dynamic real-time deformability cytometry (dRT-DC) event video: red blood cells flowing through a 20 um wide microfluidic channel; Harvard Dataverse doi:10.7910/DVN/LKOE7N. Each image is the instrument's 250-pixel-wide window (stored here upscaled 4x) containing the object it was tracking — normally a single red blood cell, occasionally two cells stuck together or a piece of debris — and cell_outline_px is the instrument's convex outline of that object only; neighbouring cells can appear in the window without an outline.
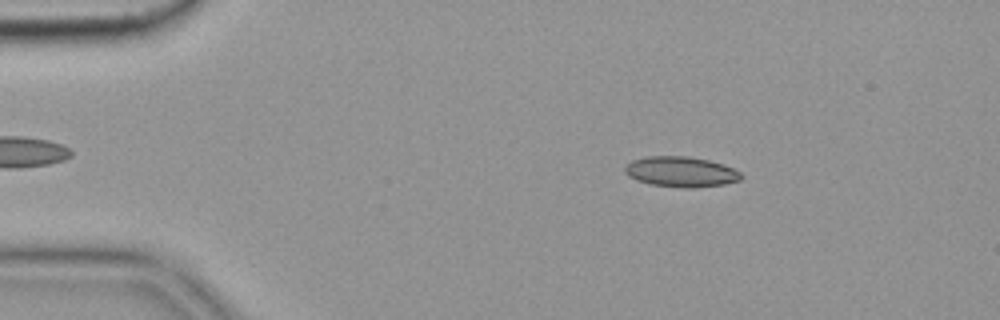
{"species": "common noctule bat (a hibernating species)", "species_latin": "Nyctalus noctula", "temperature_condition": "cold", "stored_images_in_passage": 54, "camera_frame_rate_fps": 3000, "um_per_image_px": 0.085, "animal": {"sex": "female", "body_mass_g": 19.9}, "frame": {"image": 1, "passage_image": 8, "time_ms": 2.333, "image_size_px": [1000, 320], "cell_outline_px": [[744, 176], [740, 180], [724, 184], [692, 188], [688, 188], [648, 184], [636, 180], [628, 176], [624, 172], [624, 164], [632, 160], [648, 156], [688, 156], [708, 160], [724, 164], [740, 172]], "centroid_in_image_um": [57.85, 14.6], "position_along_channel_um": 27.1, "area_um2": 20.75}}
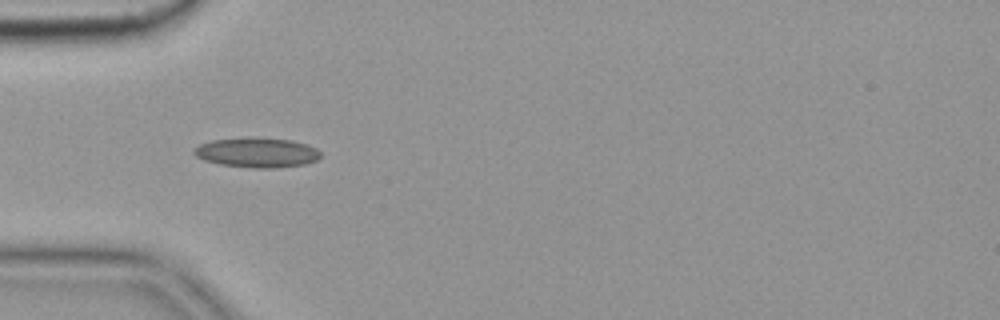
{"frame": {"image": 2, "passage_image": 16, "time_ms": 5.0, "image_size_px": [1000, 320], "cell_outline_px": [[320, 156], [316, 160], [304, 164], [272, 168], [256, 168], [220, 164], [204, 160], [196, 156], [192, 152], [200, 144], [212, 140], [292, 140], [316, 148], [320, 152]], "centroid_in_image_um": [21.84, 13.01], "position_along_channel_um": 63.2, "area_um2": 20.81}}
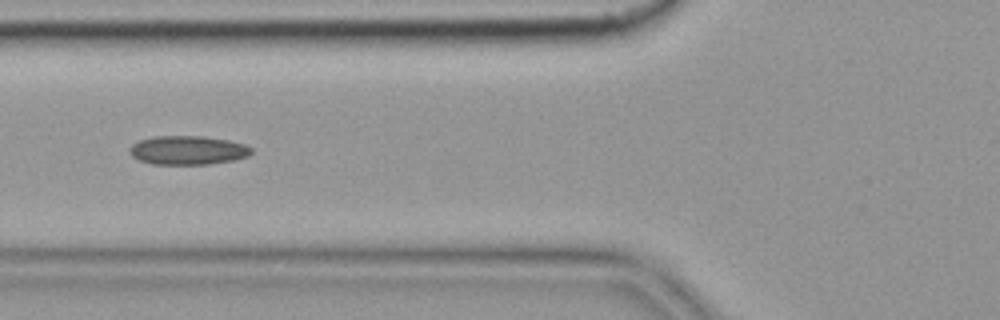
{"frame": {"image": 3, "passage_image": 20, "time_ms": 6.333, "image_size_px": [1000, 320], "cell_outline_px": [[252, 152], [248, 156], [232, 160], [208, 164], [152, 164], [140, 160], [132, 156], [132, 144], [140, 140], [152, 136], [204, 136], [228, 140], [244, 144], [252, 148]], "centroid_in_image_um": [15.99, 12.76], "position_along_channel_um": 109.8, "area_um2": 20.29}, "authors_computed_cell_mechanics": {"area_um2": 19.7387, "velocity_mm_per_s": 3.6298, "shape_relaxation_time_tau1_ms": null, "shape_relaxation_time_tau2_ms": 3.7219, "deformation_change_tau1": null, "deformation_change_tau2": 0.1062}}